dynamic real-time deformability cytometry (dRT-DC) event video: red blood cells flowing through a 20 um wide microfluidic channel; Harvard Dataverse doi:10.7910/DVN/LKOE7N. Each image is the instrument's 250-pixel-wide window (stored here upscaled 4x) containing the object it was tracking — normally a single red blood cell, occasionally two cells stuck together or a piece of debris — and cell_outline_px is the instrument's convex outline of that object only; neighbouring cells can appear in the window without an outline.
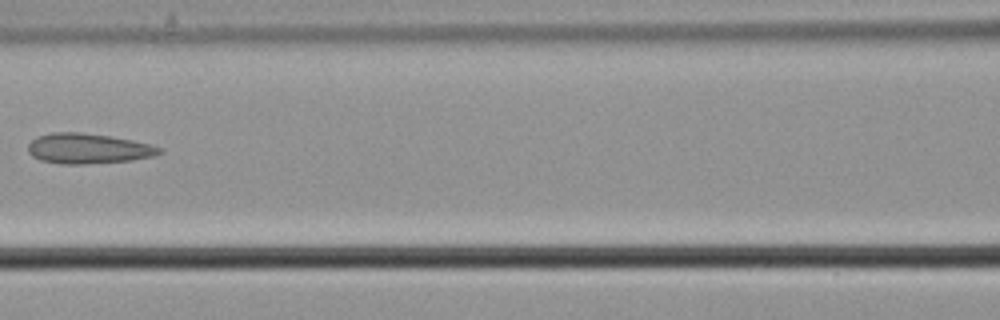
{"species": "common noctule bat (a hibernating species)", "species_latin": "Nyctalus noctula", "temperature_condition": "cold", "stored_images_in_passage": 8, "camera_frame_rate_fps": 3000, "um_per_image_px": 0.085, "animal": {"sex": "male", "body_mass_g": 21.5, "forearm_length_mm": 52.0}, "frame": {"image": 1, "passage_image": 7, "time_ms": 2.0, "image_size_px": [1000, 320], "cell_outline_px": [[164, 152], [156, 156], [132, 160], [88, 164], [60, 164], [40, 160], [32, 156], [28, 152], [28, 144], [36, 136], [52, 132], [80, 132], [108, 136], [132, 140], [164, 148]], "centroid_in_image_um": [7.5, 12.63], "position_along_channel_um": 159.1, "area_um2": 23.35}}
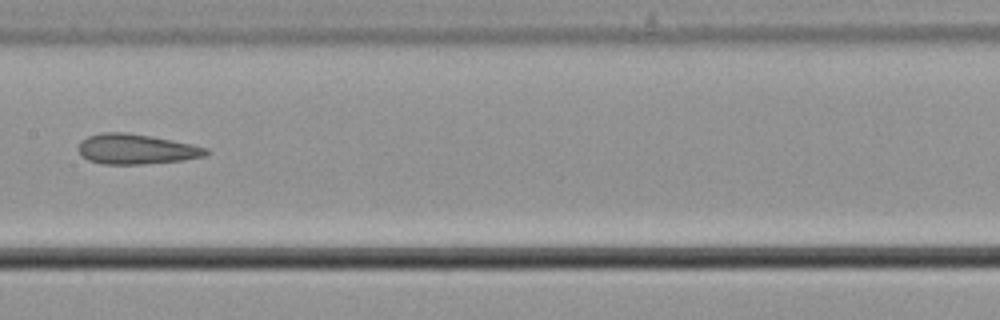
{"frame": {"image": 2, "passage_image": 8, "time_ms": 2.333, "image_size_px": [1000, 320], "cell_outline_px": [[212, 152], [204, 156], [184, 160], [144, 164], [104, 164], [88, 160], [76, 148], [80, 140], [88, 136], [100, 132], [124, 132], [152, 136], [192, 144], [208, 148]], "centroid_in_image_um": [11.58, 12.67], "position_along_channel_um": 195.8, "area_um2": 22.6}}